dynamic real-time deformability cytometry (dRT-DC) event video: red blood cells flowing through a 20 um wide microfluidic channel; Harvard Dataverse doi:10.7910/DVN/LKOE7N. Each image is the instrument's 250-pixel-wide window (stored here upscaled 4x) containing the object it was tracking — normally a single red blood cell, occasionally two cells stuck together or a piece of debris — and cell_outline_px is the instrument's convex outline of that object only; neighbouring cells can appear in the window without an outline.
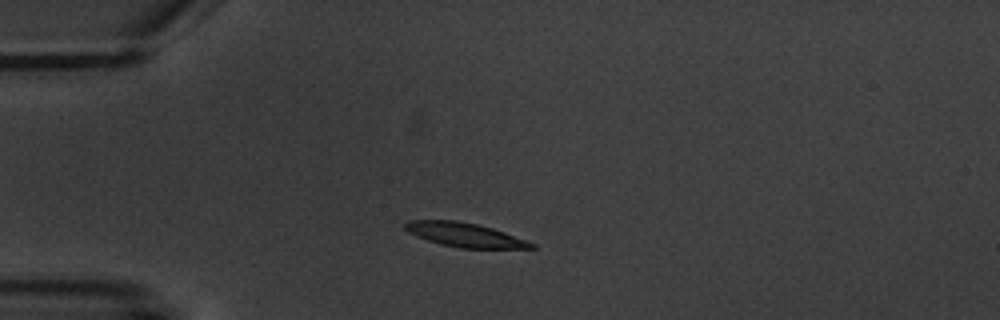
{"species": "common noctule bat (a hibernating species)", "species_latin": "Nyctalus noctula", "temperature_condition": "warm", "stored_images_in_passage": 5, "camera_frame_rate_fps": 3000, "um_per_image_px": 0.085, "animal": {"sex": "male", "body_mass_g": 20.1, "forearm_length_mm": 53.5}, "frame": {"image": 1, "passage_image": 1, "time_ms": 0.0, "image_size_px": [1000, 320], "cell_outline_px": [[536, 248], [460, 248], [440, 244], [416, 236], [408, 232], [404, 228], [404, 224], [408, 220], [456, 220], [476, 224], [492, 228], [504, 232], [536, 244]], "centroid_in_image_um": [39.48, 19.96], "position_along_channel_um": 45.5, "area_um2": 17.63}}